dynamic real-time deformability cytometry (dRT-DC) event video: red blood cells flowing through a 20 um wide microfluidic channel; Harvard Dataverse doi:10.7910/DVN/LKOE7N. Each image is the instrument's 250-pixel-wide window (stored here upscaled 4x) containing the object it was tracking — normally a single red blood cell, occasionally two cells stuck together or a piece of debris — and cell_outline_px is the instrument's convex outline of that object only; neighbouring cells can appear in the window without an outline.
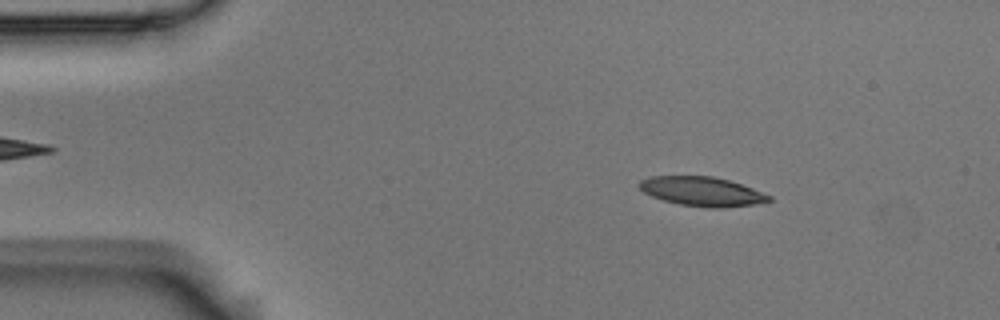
{"species": "Egyptian fruit bat (a non-hibernating species)", "species_latin": "Rousettus aegyptiacus", "temperature_condition": "room temperature", "stored_images_in_passage": 3, "camera_frame_rate_fps": 3000, "um_per_image_px": 0.085, "animal": {"sex": "male"}, "frame": {"image": 1, "passage_image": 2, "time_ms": 0.333, "image_size_px": [1000, 320], "cell_outline_px": [[772, 200], [756, 204], [724, 208], [708, 208], [680, 204], [664, 200], [652, 196], [644, 192], [636, 184], [640, 180], [652, 176], [712, 176], [728, 180], [752, 188], [772, 196]], "centroid_in_image_um": [59.67, 16.28], "position_along_channel_um": 25.3, "area_um2": 22.08}}